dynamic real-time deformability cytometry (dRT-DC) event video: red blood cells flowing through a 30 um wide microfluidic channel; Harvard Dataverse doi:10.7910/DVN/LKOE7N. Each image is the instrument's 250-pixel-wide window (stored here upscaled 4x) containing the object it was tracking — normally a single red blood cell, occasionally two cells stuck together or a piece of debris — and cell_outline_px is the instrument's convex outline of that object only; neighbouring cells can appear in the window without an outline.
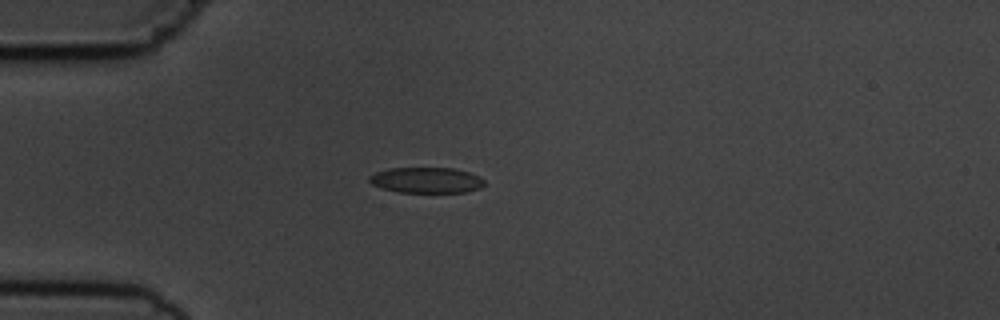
{"species": "common noctule bat (a hibernating species)", "species_latin": "Nyctalus noctula", "temperature_condition": "cold", "stored_images_in_passage": 6, "camera_frame_rate_fps": 3000, "um_per_image_px": 0.085, "animal": {"sex": "male", "body_mass_g": 19.5, "forearm_length_mm": 54.6}, "frame": {"image": 1, "passage_image": 2, "time_ms": 1.333, "image_size_px": [1000, 320], "cell_outline_px": [[484, 184], [480, 188], [468, 192], [396, 192], [372, 184], [368, 180], [368, 176], [376, 172], [388, 168], [452, 168], [468, 172], [480, 176], [484, 180]], "centroid_in_image_um": [36.24, 15.31], "position_along_channel_um": 48.8, "area_um2": 17.22}}
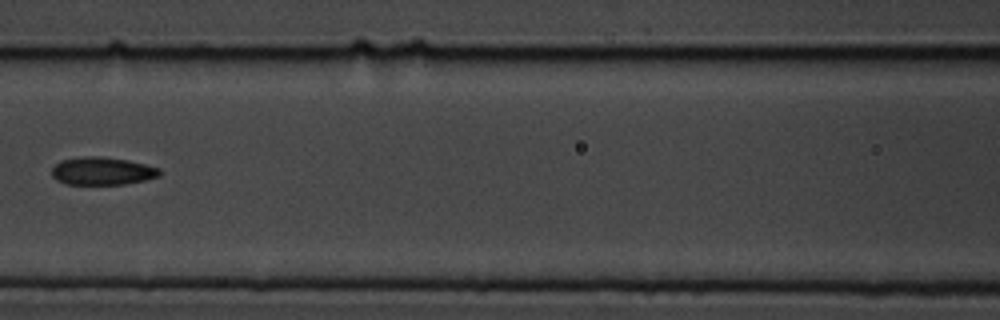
{"frame": {"image": 2, "passage_image": 5, "time_ms": 4.667, "image_size_px": [1000, 320], "cell_outline_px": [[160, 176], [144, 180], [124, 184], [64, 184], [56, 180], [52, 176], [52, 168], [60, 160], [80, 156], [100, 156], [128, 160], [160, 168]], "centroid_in_image_um": [8.66, 14.53], "position_along_channel_um": 157.9, "area_um2": 17.57}}
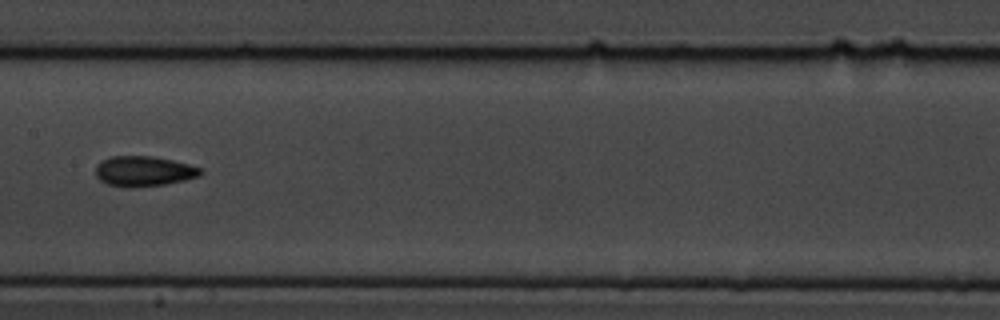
{"frame": {"image": 3, "passage_image": 6, "time_ms": 5.667, "image_size_px": [1000, 320], "cell_outline_px": [[204, 172], [200, 176], [184, 180], [164, 184], [108, 184], [100, 180], [96, 176], [96, 164], [100, 160], [112, 156], [152, 156], [172, 160], [188, 164], [200, 168]], "centroid_in_image_um": [12.24, 14.49], "position_along_channel_um": 195.2, "area_um2": 17.69}}